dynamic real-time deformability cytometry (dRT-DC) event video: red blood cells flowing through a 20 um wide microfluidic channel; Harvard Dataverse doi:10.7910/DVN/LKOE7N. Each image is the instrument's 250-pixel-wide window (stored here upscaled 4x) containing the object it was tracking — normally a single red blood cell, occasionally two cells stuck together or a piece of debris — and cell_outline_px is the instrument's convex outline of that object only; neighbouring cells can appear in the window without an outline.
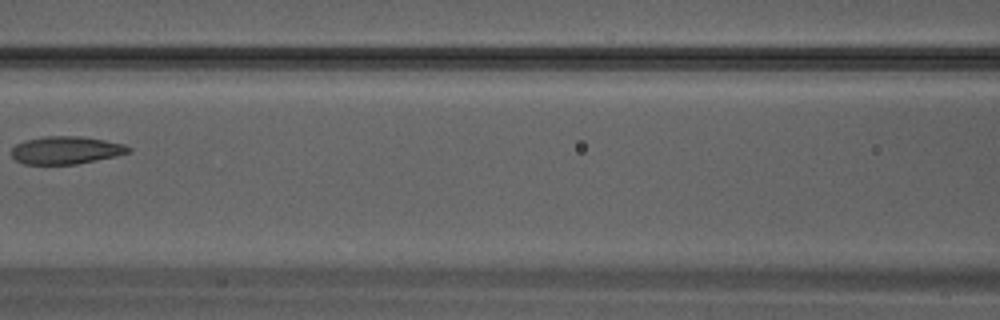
{"species": "Egyptian fruit bat (a non-hibernating species)", "species_latin": "Rousettus aegyptiacus", "temperature_condition": "warm", "stored_images_in_passage": 7, "camera_frame_rate_fps": 3000, "um_per_image_px": 0.085, "animal": {"sex": "male"}, "frame": {"image": 1, "passage_image": 6, "time_ms": 1.667, "image_size_px": [1000, 320], "cell_outline_px": [[132, 152], [116, 156], [76, 164], [24, 164], [16, 160], [12, 156], [12, 148], [16, 144], [24, 140], [44, 136], [80, 136], [104, 140], [124, 144], [132, 148]], "centroid_in_image_um": [5.62, 12.76], "position_along_channel_um": 161.0, "area_um2": 18.96}}